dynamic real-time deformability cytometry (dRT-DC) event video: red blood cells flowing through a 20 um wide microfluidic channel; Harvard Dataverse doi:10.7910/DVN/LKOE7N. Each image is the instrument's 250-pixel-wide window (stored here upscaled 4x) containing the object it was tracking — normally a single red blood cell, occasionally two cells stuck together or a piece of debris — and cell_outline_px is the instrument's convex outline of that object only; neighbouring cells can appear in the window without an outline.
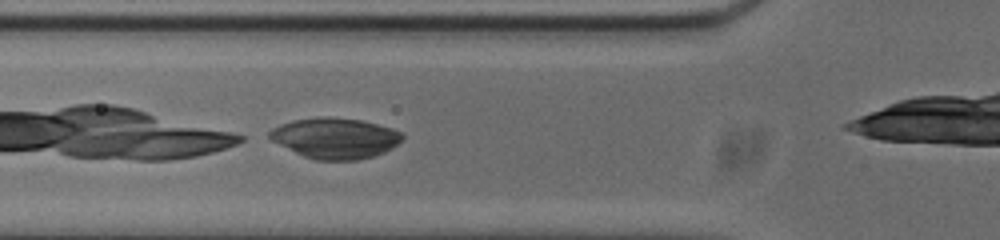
{"species": "common noctule bat (a hibernating species)", "species_latin": "Nyctalus noctula", "temperature_condition": "cold", "stored_images_in_passage": 23, "camera_frame_rate_fps": 3000, "um_per_image_px": 0.085, "animal": {"sex": "male", "body_mass_g": 20.0, "forearm_length_mm": 53.3}, "frame": {"image": 1, "passage_image": 4, "time_ms": 1.0, "image_size_px": [1000, 240], "cell_outline_px": [[404, 136], [392, 148], [384, 152], [360, 160], [316, 160], [304, 156], [272, 140], [268, 136], [268, 132], [272, 128], [280, 124], [292, 120], [316, 116], [332, 116], [360, 120], [392, 128], [400, 132]], "centroid_in_image_um": [28.47, 11.72], "position_along_channel_um": 97.3, "area_um2": 31.39}}